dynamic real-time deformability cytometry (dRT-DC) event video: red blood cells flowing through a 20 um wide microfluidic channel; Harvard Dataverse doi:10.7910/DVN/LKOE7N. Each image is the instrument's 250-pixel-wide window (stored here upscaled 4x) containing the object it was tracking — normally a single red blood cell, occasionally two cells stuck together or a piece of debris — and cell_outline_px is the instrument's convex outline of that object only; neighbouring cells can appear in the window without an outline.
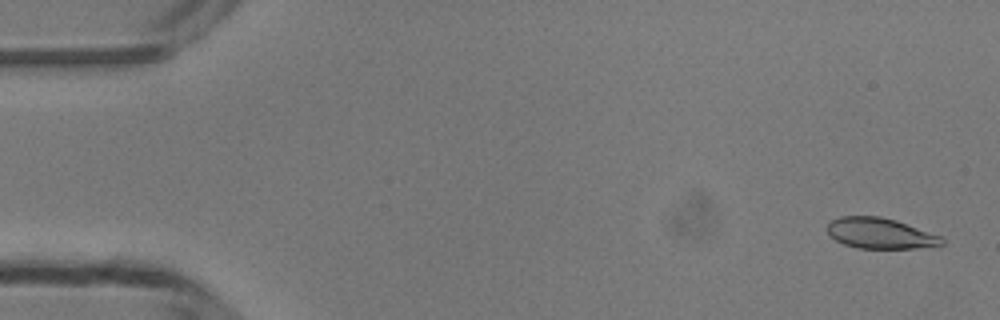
{"species": "common noctule bat (a hibernating species)", "species_latin": "Nyctalus noctula", "temperature_condition": "room temperature", "stored_images_in_passage": 49, "camera_frame_rate_fps": 3000, "um_per_image_px": 0.085, "animal": {"sex": "male", "body_mass_g": 13.3}, "frame": {"image": 1, "passage_image": 2, "time_ms": 0.333, "image_size_px": [1000, 320], "cell_outline_px": [[944, 244], [916, 248], [860, 248], [844, 244], [836, 240], [828, 232], [828, 224], [832, 220], [840, 216], [880, 216], [896, 220], [940, 236], [944, 240]], "centroid_in_image_um": [74.81, 19.82], "position_along_channel_um": 10.2, "area_um2": 20.17}}
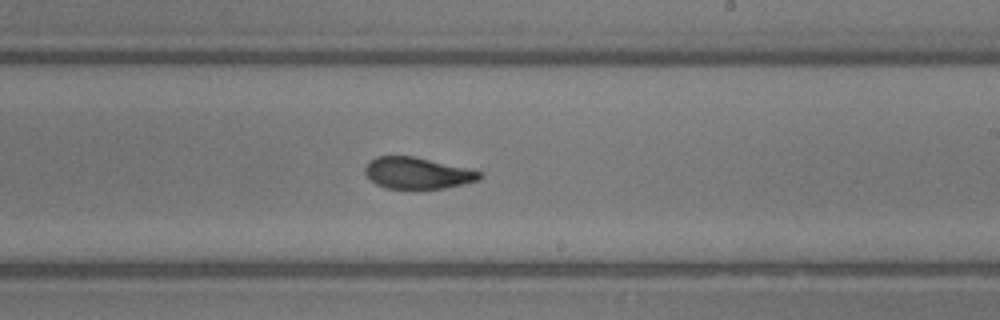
{"frame": {"image": 2, "passage_image": 29, "time_ms": 9.333, "image_size_px": [1000, 320], "cell_outline_px": [[484, 176], [480, 180], [444, 188], [412, 192], [384, 188], [376, 184], [364, 172], [364, 168], [376, 156], [412, 156], [484, 172]], "centroid_in_image_um": [35.49, 14.77], "position_along_channel_um": 253.5, "area_um2": 21.62}}
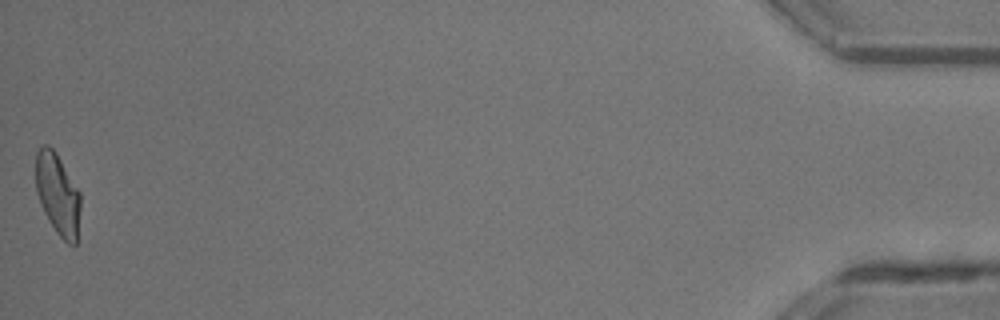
{"frame": {"image": 3, "passage_image": 49, "time_ms": 16.0, "image_size_px": [1000, 320], "cell_outline_px": [[80, 208], [76, 244], [68, 244], [56, 232], [48, 220], [40, 204], [36, 192], [36, 152], [44, 144], [48, 144], [56, 152], [80, 192]], "centroid_in_image_um": [4.89, 16.49], "position_along_channel_um": 430.3, "area_um2": 21.21}, "authors_computed_cell_mechanics": {"area_um2": 21.6172, "velocity_mm_per_s": 4.1931, "shape_relaxation_time_tau1_ms": 7.5388, "shape_relaxation_time_tau2_ms": 1.4548, "deformation_change_tau1": 0.2155, "deformation_change_tau2": 0.07}}